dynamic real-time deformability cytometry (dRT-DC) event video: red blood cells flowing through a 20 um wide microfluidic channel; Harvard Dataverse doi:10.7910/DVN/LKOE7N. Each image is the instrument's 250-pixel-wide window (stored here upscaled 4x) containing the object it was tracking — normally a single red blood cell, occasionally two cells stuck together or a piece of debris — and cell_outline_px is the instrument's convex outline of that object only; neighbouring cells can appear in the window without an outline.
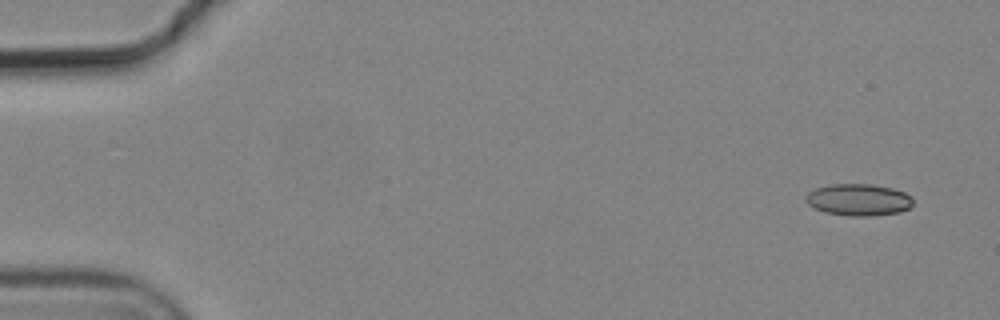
{"species": "common noctule bat (a hibernating species)", "species_latin": "Nyctalus noctula", "temperature_condition": "cold", "stored_images_in_passage": 5, "camera_frame_rate_fps": 3000, "um_per_image_px": 0.085, "animal": {"sex": "male", "body_mass_g": 19.2, "forearm_length_mm": 51.8}, "frame": {"image": 1, "passage_image": 1, "time_ms": 0.0, "image_size_px": [1000, 320], "cell_outline_px": [[912, 204], [908, 208], [900, 212], [872, 216], [852, 216], [824, 212], [808, 204], [804, 200], [804, 196], [808, 192], [816, 188], [828, 184], [872, 184], [892, 188], [904, 192], [912, 196]], "centroid_in_image_um": [72.96, 16.97], "position_along_channel_um": 12.0, "area_um2": 20.0}}
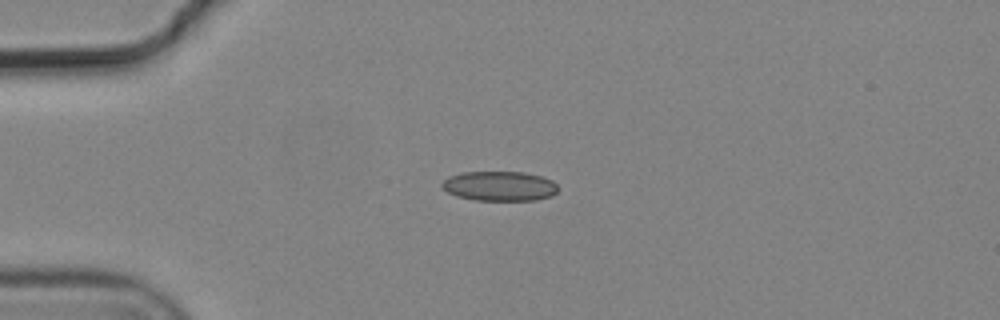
{"frame": {"image": 2, "passage_image": 4, "time_ms": 1.0, "image_size_px": [1000, 320], "cell_outline_px": [[560, 188], [552, 196], [536, 200], [476, 200], [456, 196], [440, 188], [440, 184], [448, 176], [464, 172], [524, 172], [544, 176], [552, 180]], "centroid_in_image_um": [42.47, 15.81], "position_along_channel_um": 42.5, "area_um2": 20.35}}